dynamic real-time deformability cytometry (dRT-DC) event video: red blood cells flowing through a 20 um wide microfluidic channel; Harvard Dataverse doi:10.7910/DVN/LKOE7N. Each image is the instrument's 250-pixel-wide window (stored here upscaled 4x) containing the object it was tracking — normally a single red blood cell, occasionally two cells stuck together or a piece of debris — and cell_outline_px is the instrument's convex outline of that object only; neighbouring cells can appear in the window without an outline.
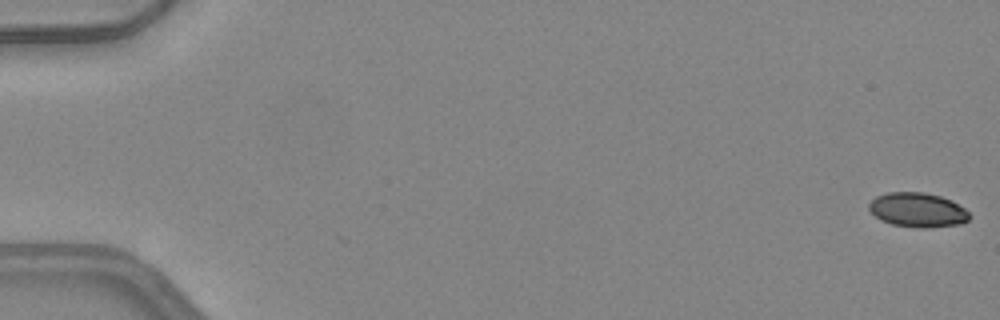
{"species": "common noctule bat (a hibernating species)", "species_latin": "Nyctalus noctula", "temperature_condition": "warm", "stored_images_in_passage": 50, "camera_frame_rate_fps": 3000, "um_per_image_px": 0.085, "animal": {"sex": "female", "body_mass_g": 24.6, "forearm_length_mm": 56.2}, "frame": {"image": 1, "passage_image": 1, "time_ms": 0.0, "image_size_px": [1000, 320], "cell_outline_px": [[972, 216], [968, 220], [960, 224], [924, 228], [920, 228], [892, 224], [880, 220], [868, 208], [868, 204], [876, 196], [888, 192], [924, 192], [940, 196], [952, 200], [964, 208]], "centroid_in_image_um": [78.01, 17.84], "position_along_channel_um": 7.0, "area_um2": 20.17}}
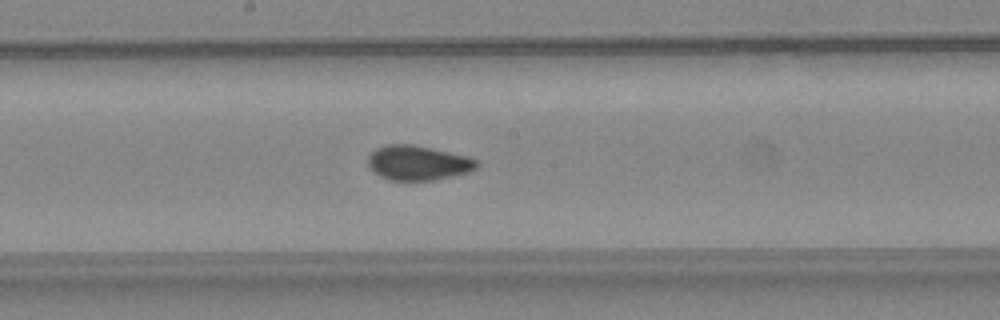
{"frame": {"image": 2, "passage_image": 28, "time_ms": 9.0, "image_size_px": [1000, 320], "cell_outline_px": [[480, 164], [476, 168], [468, 172], [432, 180], [388, 180], [372, 172], [368, 168], [368, 156], [376, 148], [388, 144], [412, 144], [468, 156], [476, 160]], "centroid_in_image_um": [35.49, 13.84], "position_along_channel_um": 212.7, "area_um2": 21.96}}
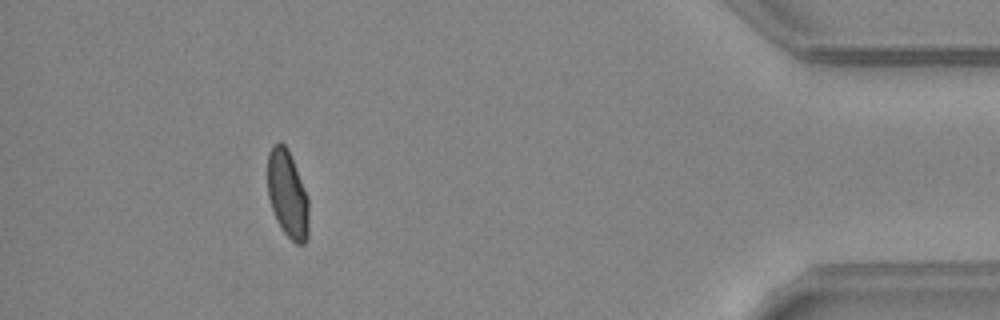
{"frame": {"image": 3, "passage_image": 46, "time_ms": 15.0, "image_size_px": [1000, 320], "cell_outline_px": [[308, 236], [304, 244], [296, 244], [284, 232], [276, 220], [268, 196], [268, 152], [272, 144], [280, 140], [288, 148], [308, 196]], "centroid_in_image_um": [24.44, 16.47], "position_along_channel_um": 410.8, "area_um2": 21.1}, "authors_computed_cell_mechanics": {"area_um2": 21.5305, "velocity_mm_per_s": 4.2094, "shape_relaxation_time_tau1_ms": null, "shape_relaxation_time_tau2_ms": 0.7733, "deformation_change_tau1": null, "deformation_change_tau2": 0.0474}}